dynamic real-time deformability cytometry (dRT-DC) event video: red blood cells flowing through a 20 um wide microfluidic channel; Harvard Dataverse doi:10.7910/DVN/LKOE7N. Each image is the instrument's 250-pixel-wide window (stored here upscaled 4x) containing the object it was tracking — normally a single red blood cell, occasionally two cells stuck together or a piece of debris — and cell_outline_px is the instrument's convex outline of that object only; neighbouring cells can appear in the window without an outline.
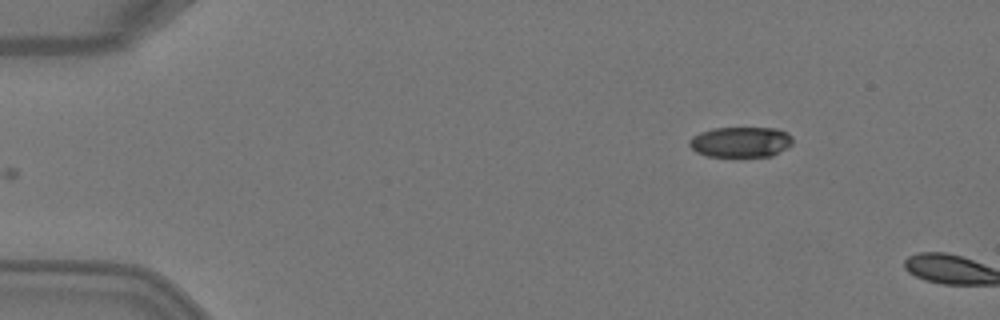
{"species": "Egyptian fruit bat (a non-hibernating species)", "species_latin": "Rousettus aegyptiacus", "temperature_condition": "warm", "stored_images_in_passage": 4, "segment_of_instrument_passage": [2, 2], "camera_frame_rate_fps": 3000, "um_per_image_px": 0.085, "animal": {"sex": "female"}, "frame": {"image": 1, "passage_image": 4, "time_ms": 1.0, "image_size_px": [1000, 320], "cell_outline_px": [[792, 144], [772, 156], [708, 156], [696, 152], [688, 144], [688, 140], [692, 136], [700, 132], [712, 128], [776, 128], [788, 132], [792, 136]], "centroid_in_image_um": [62.95, 12.06], "position_along_channel_um": 22.1, "area_um2": 18.38}}